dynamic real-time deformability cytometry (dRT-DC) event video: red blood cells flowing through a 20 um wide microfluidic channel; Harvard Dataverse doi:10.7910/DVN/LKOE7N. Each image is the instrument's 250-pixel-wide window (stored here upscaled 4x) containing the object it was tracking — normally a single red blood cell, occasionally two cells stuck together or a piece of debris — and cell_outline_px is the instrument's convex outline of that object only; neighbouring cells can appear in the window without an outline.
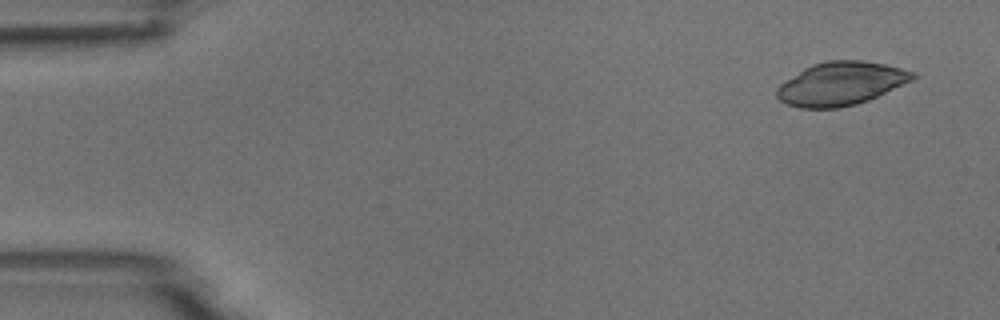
{"species": "common noctule bat (a hibernating species)", "species_latin": "Nyctalus noctula", "temperature_condition": "room temperature", "stored_images_in_passage": 4, "camera_frame_rate_fps": 3000, "um_per_image_px": 0.085, "animal": {"sex": "male", "body_mass_g": 18.8}, "frame": {"image": 1, "passage_image": 1, "time_ms": 0.0, "image_size_px": [1000, 320], "cell_outline_px": [[920, 76], [912, 80], [868, 100], [856, 104], [836, 108], [800, 108], [788, 104], [780, 100], [776, 96], [776, 88], [780, 84], [804, 68], [812, 64], [828, 60], [864, 60], [884, 64], [916, 72]], "centroid_in_image_um": [71.48, 7.1], "position_along_channel_um": 13.5, "area_um2": 34.22}}